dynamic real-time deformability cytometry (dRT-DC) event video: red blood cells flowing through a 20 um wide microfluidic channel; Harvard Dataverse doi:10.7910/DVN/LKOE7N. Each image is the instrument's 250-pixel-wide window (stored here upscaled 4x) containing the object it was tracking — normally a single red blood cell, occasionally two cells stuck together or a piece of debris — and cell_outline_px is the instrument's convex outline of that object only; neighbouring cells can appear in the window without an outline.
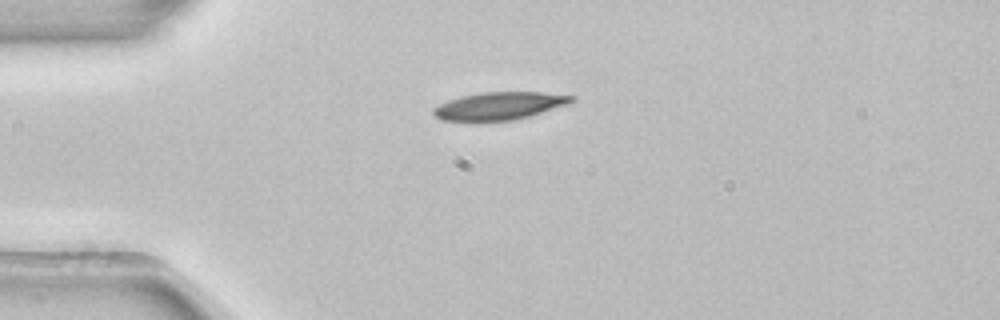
{"species": "common noctule bat (a hibernating species)", "species_latin": "Nyctalus noctula", "temperature_condition": "room temperature", "stored_images_in_passage": 2, "camera_frame_rate_fps": 3000, "um_per_image_px": 0.085, "animal": {"sex": "female", "body_mass_g": 22.7, "forearm_length_mm": 54.2}, "frame": {"image": 1, "passage_image": 1, "time_ms": 0.0, "image_size_px": [1000, 320], "cell_outline_px": [[576, 100], [568, 104], [528, 116], [512, 120], [476, 124], [440, 120], [432, 112], [432, 108], [448, 100], [460, 96], [480, 92], [540, 92], [576, 96]], "centroid_in_image_um": [42.36, 9.04], "position_along_channel_um": 42.6, "area_um2": 23.06}}